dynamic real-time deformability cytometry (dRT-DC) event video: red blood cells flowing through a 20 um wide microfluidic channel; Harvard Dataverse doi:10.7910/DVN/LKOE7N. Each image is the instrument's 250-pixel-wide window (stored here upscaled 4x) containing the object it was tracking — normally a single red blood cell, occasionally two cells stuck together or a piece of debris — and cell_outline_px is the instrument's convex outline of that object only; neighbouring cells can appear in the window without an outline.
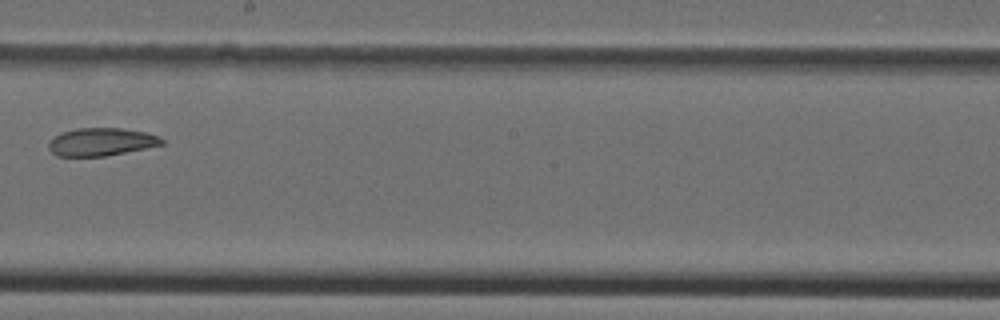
{"species": "Egyptian fruit bat (a non-hibernating species)", "species_latin": "Rousettus aegyptiacus", "temperature_condition": "cold", "stored_images_in_passage": 10, "camera_frame_rate_fps": 3000, "um_per_image_px": 0.085, "animal": {"sex": "female"}, "frame": {"image": 1, "passage_image": 9, "time_ms": 9.667, "image_size_px": [1000, 320], "cell_outline_px": [[164, 144], [104, 156], [56, 156], [48, 148], [48, 144], [60, 132], [76, 128], [120, 128], [144, 132], [156, 136], [164, 140]], "centroid_in_image_um": [8.56, 12.05], "position_along_channel_um": 239.6, "area_um2": 18.09}}
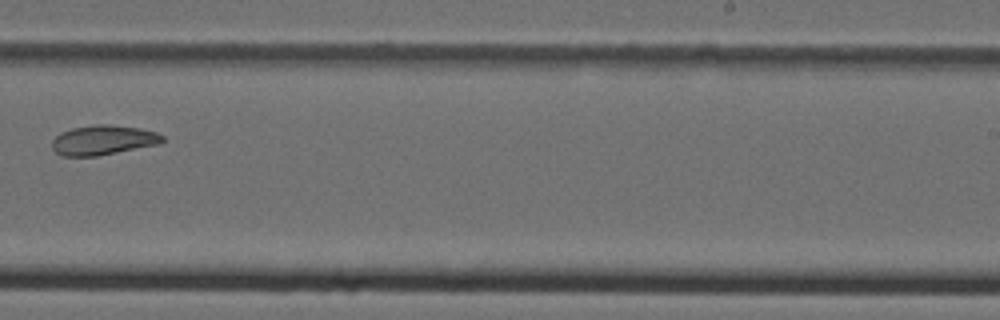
{"frame": {"image": 2, "passage_image": 10, "time_ms": 10.667, "image_size_px": [1000, 320], "cell_outline_px": [[164, 140], [160, 144], [96, 156], [60, 156], [52, 148], [52, 140], [60, 132], [72, 128], [92, 124], [112, 124], [140, 128], [156, 132], [164, 136]], "centroid_in_image_um": [8.76, 11.9], "position_along_channel_um": 280.2, "area_um2": 19.31}}